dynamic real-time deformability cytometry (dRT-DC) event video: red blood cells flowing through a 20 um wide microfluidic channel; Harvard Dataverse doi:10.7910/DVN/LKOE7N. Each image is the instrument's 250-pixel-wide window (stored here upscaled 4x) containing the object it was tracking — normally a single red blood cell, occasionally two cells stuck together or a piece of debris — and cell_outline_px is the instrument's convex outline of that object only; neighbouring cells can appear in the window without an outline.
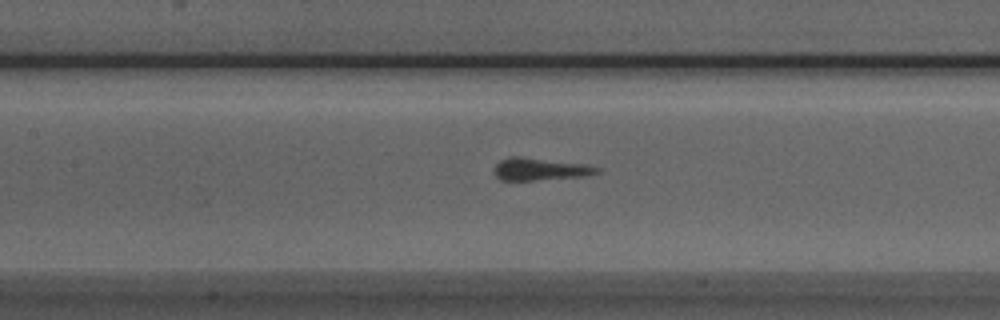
{"species": "Egyptian fruit bat (a non-hibernating species)", "species_latin": "Rousettus aegyptiacus", "temperature_condition": "room temperature", "stored_images_in_passage": 38, "camera_frame_rate_fps": 3000, "um_per_image_px": 0.085, "animal": {"sex": "male"}, "frame": {"image": 1, "passage_image": 9, "time_ms": 2.667, "image_size_px": [1000, 320], "cell_outline_px": [[600, 172], [584, 176], [536, 180], [500, 180], [496, 176], [496, 164], [500, 160], [508, 156], [520, 156], [588, 164], [600, 168]], "centroid_in_image_um": [45.93, 14.36], "position_along_channel_um": 161.5, "area_um2": 13.47}}
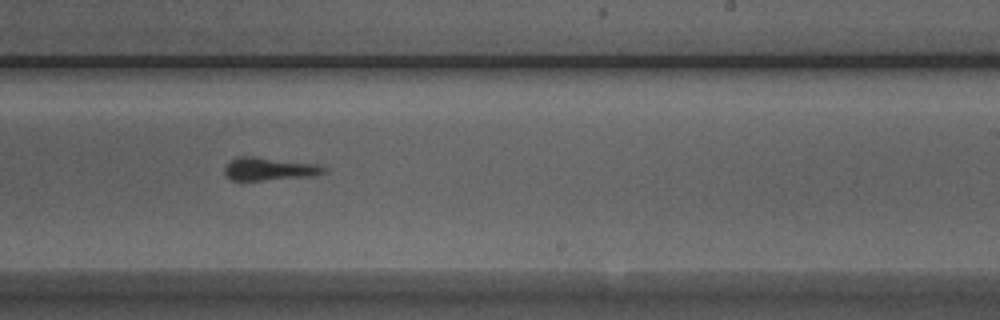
{"frame": {"image": 2, "passage_image": 17, "time_ms": 5.333, "image_size_px": [1000, 320], "cell_outline_px": [[324, 172], [312, 176], [260, 180], [232, 180], [224, 172], [224, 168], [236, 156], [256, 156], [316, 164], [324, 168]], "centroid_in_image_um": [22.84, 14.34], "position_along_channel_um": 266.2, "area_um2": 13.01}}
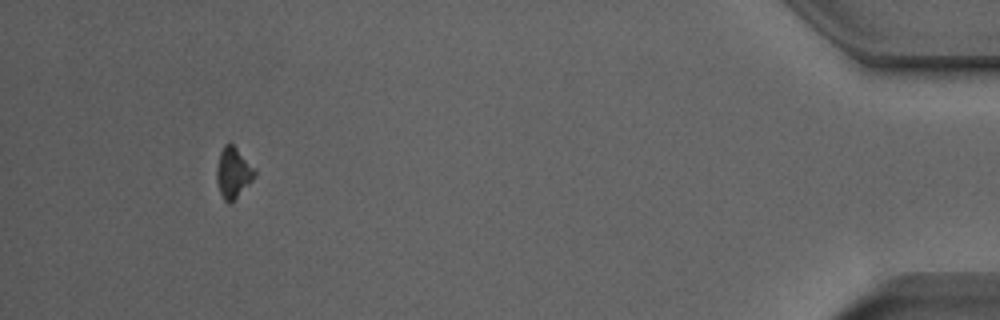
{"frame": {"image": 3, "passage_image": 34, "time_ms": 11.0, "image_size_px": [1000, 320], "cell_outline_px": [[256, 172], [252, 180], [228, 204], [224, 200], [220, 192], [216, 180], [216, 168], [220, 152], [224, 144], [232, 144], [236, 148]], "centroid_in_image_um": [19.77, 14.67], "position_along_channel_um": 415.4, "area_um2": 10.69}}